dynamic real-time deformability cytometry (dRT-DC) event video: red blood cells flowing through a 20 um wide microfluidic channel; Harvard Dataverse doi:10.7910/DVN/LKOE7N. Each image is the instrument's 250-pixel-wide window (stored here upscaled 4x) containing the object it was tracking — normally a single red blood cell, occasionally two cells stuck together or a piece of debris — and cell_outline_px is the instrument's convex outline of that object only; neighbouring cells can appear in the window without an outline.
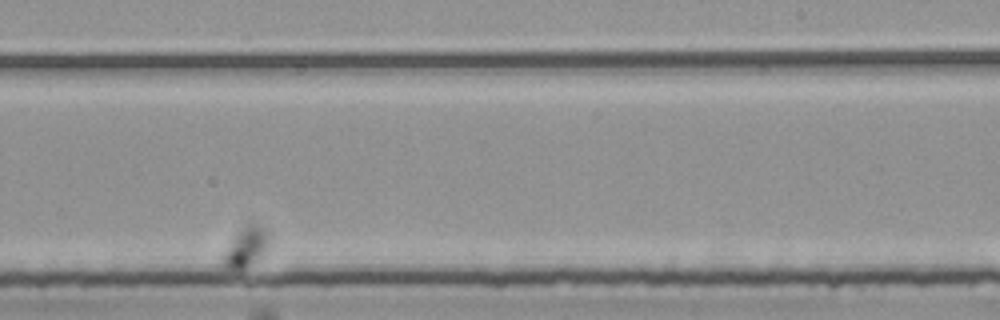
{"species": "common noctule bat (a hibernating species)", "species_latin": "Nyctalus noctula", "temperature_condition": "room temperature", "stored_images_in_passage": 75, "camera_frame_rate_fps": 3000, "um_per_image_px": 0.085, "animal": {"sex": "female", "body_mass_g": 25.1}, "frame": {"image": 1, "passage_image": 53, "time_ms": 17.333, "image_size_px": [1000, 320], "cell_outline_px": [[268, 244], [264, 252], [256, 260], [244, 268], [224, 268], [220, 264], [220, 260], [232, 240], [248, 224], [256, 224], [264, 228], [268, 232]], "centroid_in_image_um": [20.88, 21.03], "position_along_channel_um": 268.1, "area_um2": 10.12}}